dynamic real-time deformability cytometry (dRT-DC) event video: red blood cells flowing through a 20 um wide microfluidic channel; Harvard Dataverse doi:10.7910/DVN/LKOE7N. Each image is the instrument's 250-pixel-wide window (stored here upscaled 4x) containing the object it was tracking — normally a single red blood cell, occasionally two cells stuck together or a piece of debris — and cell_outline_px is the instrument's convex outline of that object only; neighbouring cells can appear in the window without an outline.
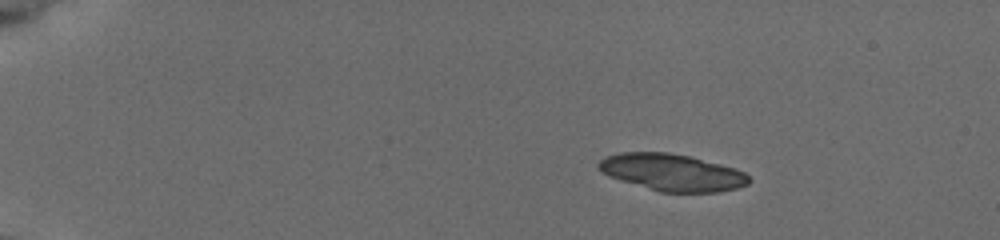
{"species": "common noctule bat (a hibernating species)", "species_latin": "Nyctalus noctula", "temperature_condition": "cold", "stored_images_in_passage": 37, "camera_frame_rate_fps": 3000, "um_per_image_px": 0.085, "animal": {"sex": "female", "body_mass_g": 19.5, "forearm_length_mm": 54.1}, "frame": {"image": 1, "passage_image": 1, "time_ms": 0.0, "image_size_px": [1000, 240], "cell_outline_px": [[752, 180], [748, 184], [736, 188], [716, 192], [660, 192], [620, 180], [608, 176], [600, 172], [596, 164], [604, 156], [620, 152], [668, 152], [688, 156], [736, 168], [744, 172]], "centroid_in_image_um": [57.09, 14.65], "position_along_channel_um": 27.9, "area_um2": 32.43}}
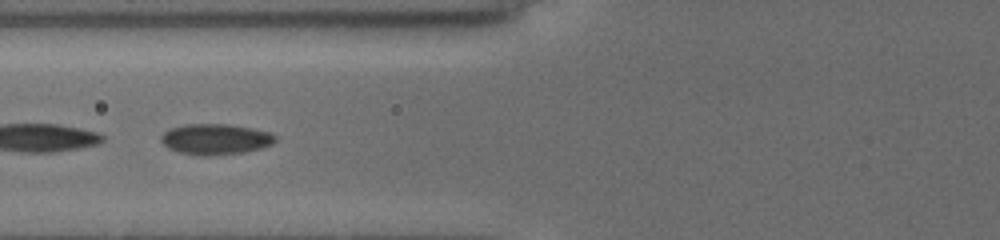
{"frame": {"image": 2, "passage_image": 16, "time_ms": 5.0, "image_size_px": [1000, 240], "cell_outline_px": [[276, 140], [272, 144], [260, 148], [244, 152], [212, 156], [196, 156], [180, 152], [168, 148], [160, 140], [160, 136], [164, 132], [172, 128], [184, 124], [228, 124], [252, 128], [272, 132], [276, 136]], "centroid_in_image_um": [18.32, 11.83], "position_along_channel_um": 107.5, "area_um2": 20.63}}
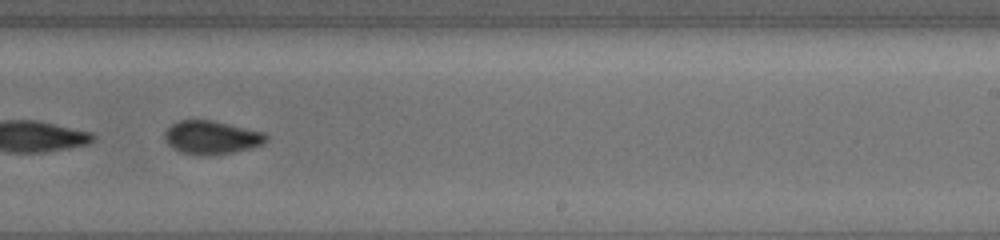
{"frame": {"image": 3, "passage_image": 29, "time_ms": 9.333, "image_size_px": [1000, 240], "cell_outline_px": [[268, 140], [264, 144], [252, 148], [232, 152], [208, 156], [204, 156], [180, 152], [172, 148], [164, 140], [164, 132], [172, 124], [180, 120], [212, 120], [264, 132], [268, 136]], "centroid_in_image_um": [17.98, 11.69], "position_along_channel_um": 271.0, "area_um2": 19.94}, "authors_computed_cell_mechanics": {"area_um2": 20.6346, "velocity_mm_per_s": 3.7771, "shape_relaxation_time_tau1_ms": 1.7341, "shape_relaxation_time_tau2_ms": 4.0995, "deformation_change_tau1": 0.074, "deformation_change_tau2": 0.0703}}